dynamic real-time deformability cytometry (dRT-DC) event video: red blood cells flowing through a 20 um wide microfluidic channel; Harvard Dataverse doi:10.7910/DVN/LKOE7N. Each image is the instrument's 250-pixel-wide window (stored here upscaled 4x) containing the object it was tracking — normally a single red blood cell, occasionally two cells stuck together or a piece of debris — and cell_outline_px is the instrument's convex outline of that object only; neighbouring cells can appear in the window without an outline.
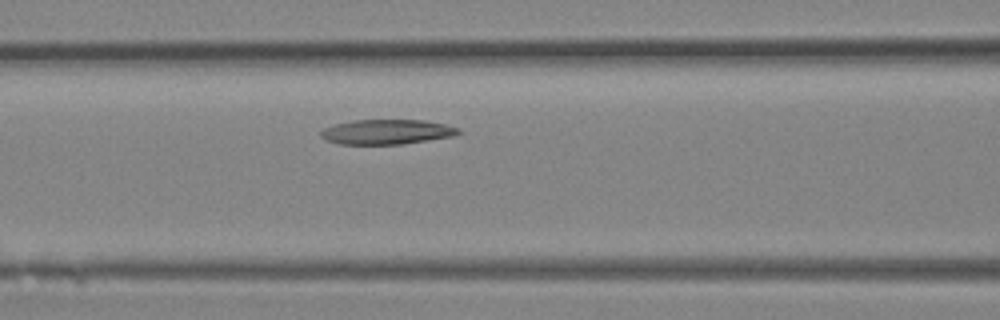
{"species": "Egyptian fruit bat (a non-hibernating species)", "species_latin": "Rousettus aegyptiacus", "temperature_condition": "room temperature", "stored_images_in_passage": 11, "camera_frame_rate_fps": 3000, "um_per_image_px": 0.085, "animal": {"sex": "female"}, "frame": {"image": 1, "passage_image": 8, "time_ms": 2.333, "image_size_px": [1000, 320], "cell_outline_px": [[464, 132], [452, 136], [400, 144], [340, 144], [328, 140], [320, 136], [320, 132], [324, 128], [336, 124], [356, 120], [424, 120], [444, 124], [460, 128]], "centroid_in_image_um": [32.91, 11.2], "position_along_channel_um": 133.7, "area_um2": 19.71}}
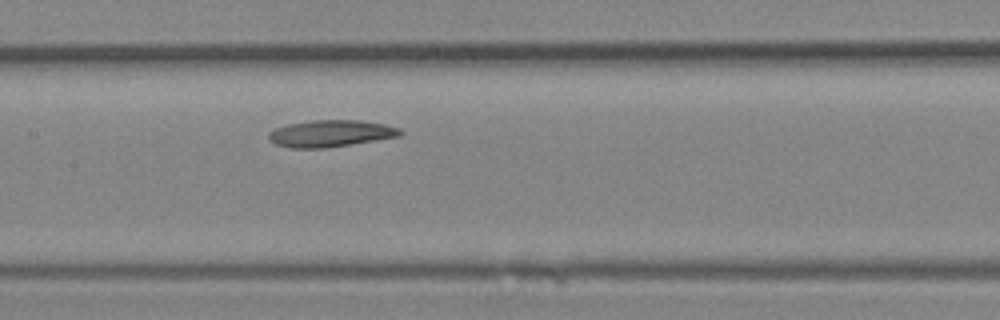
{"frame": {"image": 2, "passage_image": 10, "time_ms": 3.0, "image_size_px": [1000, 320], "cell_outline_px": [[404, 132], [400, 136], [324, 148], [292, 148], [276, 144], [268, 140], [268, 132], [276, 128], [288, 124], [312, 120], [360, 120], [384, 124], [400, 128]], "centroid_in_image_um": [28.09, 11.34], "position_along_channel_um": 179.3, "area_um2": 20.46}}